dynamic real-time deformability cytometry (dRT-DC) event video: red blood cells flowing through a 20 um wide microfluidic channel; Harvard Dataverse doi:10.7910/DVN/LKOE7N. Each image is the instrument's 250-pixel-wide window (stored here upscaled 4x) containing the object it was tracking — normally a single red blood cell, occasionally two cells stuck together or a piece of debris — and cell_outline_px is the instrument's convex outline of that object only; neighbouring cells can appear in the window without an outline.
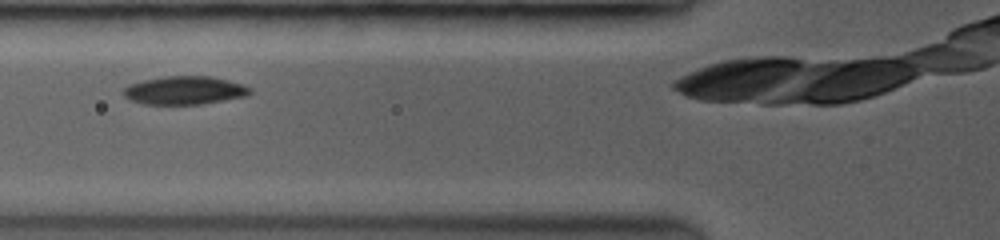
{"species": "common noctule bat (a hibernating species)", "species_latin": "Nyctalus noctula", "temperature_condition": "room temperature", "stored_images_in_passage": 5, "camera_frame_rate_fps": 3500, "um_per_image_px": 0.085, "animal": {"sex": "female", "body_mass_g": 19.0, "forearm_length_mm": 53.3}, "frame": {"image": 1, "passage_image": 2, "time_ms": 1.143, "image_size_px": [1000, 240], "cell_outline_px": [[252, 92], [244, 96], [200, 104], [144, 104], [132, 100], [124, 96], [124, 88], [128, 84], [144, 80], [164, 76], [212, 76], [244, 84], [252, 88]], "centroid_in_image_um": [15.7, 7.67], "position_along_channel_um": 110.1, "area_um2": 20.75}}